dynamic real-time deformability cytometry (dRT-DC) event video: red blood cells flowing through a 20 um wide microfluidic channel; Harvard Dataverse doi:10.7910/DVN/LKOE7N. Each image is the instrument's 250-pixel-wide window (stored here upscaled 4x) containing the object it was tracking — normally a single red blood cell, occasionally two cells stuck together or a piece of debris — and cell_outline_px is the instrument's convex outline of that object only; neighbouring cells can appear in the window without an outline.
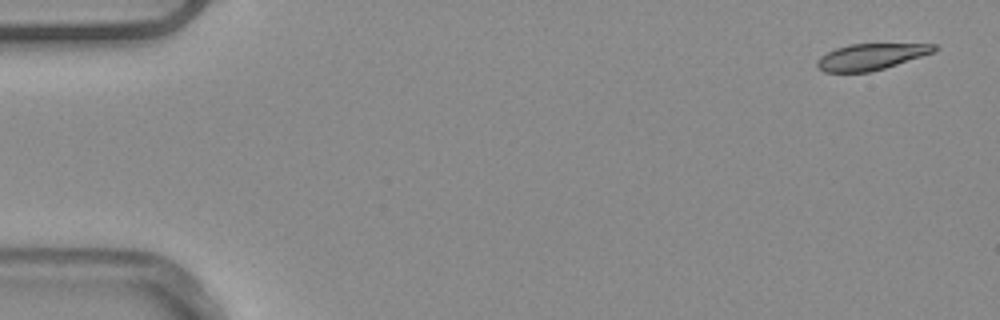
{"species": "common noctule bat (a hibernating species)", "species_latin": "Nyctalus noctula", "temperature_condition": "warm", "stored_images_in_passage": 51, "camera_frame_rate_fps": 3000, "um_per_image_px": 0.085, "animal": {"sex": "male", "body_mass_g": 20.4}, "frame": {"image": 1, "passage_image": 1, "time_ms": 0.0, "image_size_px": [1000, 320], "cell_outline_px": [[940, 48], [932, 52], [884, 68], [868, 72], [824, 72], [816, 64], [816, 60], [820, 56], [836, 48], [848, 44], [936, 44]], "centroid_in_image_um": [73.99, 4.81], "position_along_channel_um": 11.0, "area_um2": 17.63}}
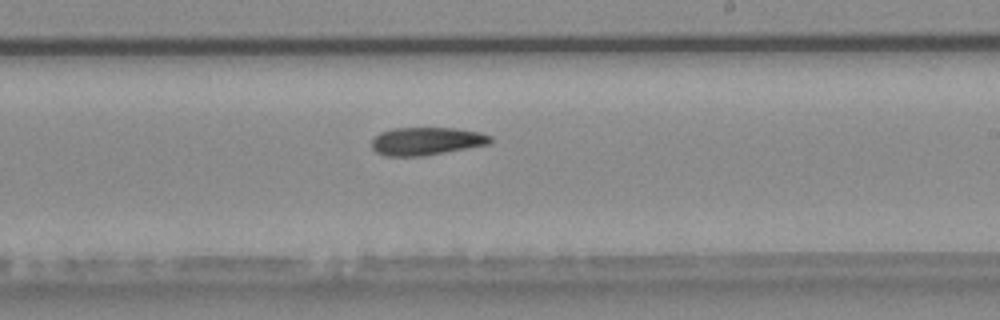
{"frame": {"image": 2, "passage_image": 30, "time_ms": 9.667, "image_size_px": [1000, 320], "cell_outline_px": [[492, 140], [488, 144], [468, 148], [420, 156], [384, 156], [376, 152], [372, 148], [372, 140], [380, 132], [392, 128], [456, 128], [480, 132], [492, 136]], "centroid_in_image_um": [36.23, 11.99], "position_along_channel_um": 252.8, "area_um2": 19.25}}
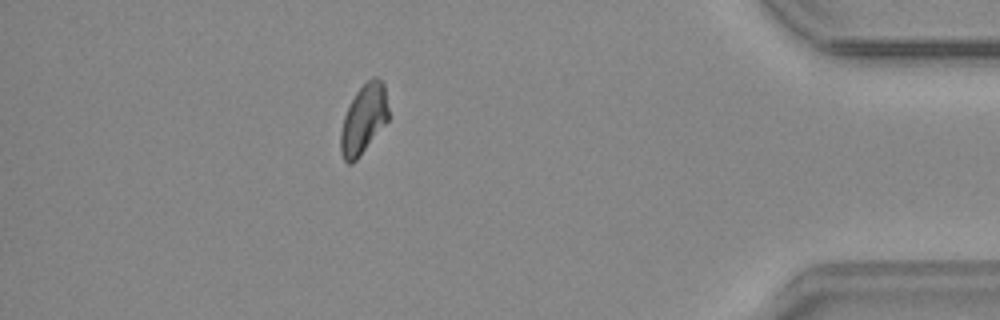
{"frame": {"image": 3, "passage_image": 45, "time_ms": 14.667, "image_size_px": [1000, 320], "cell_outline_px": [[388, 120], [360, 156], [352, 164], [348, 164], [344, 160], [340, 152], [340, 132], [344, 116], [356, 92], [372, 76], [376, 76], [384, 84], [388, 108]], "centroid_in_image_um": [30.9, 10.15], "position_along_channel_um": 404.3, "area_um2": 19.19}, "authors_computed_cell_mechanics": {"area_um2": 19.5942, "velocity_mm_per_s": 3.8942, "shape_relaxation_time_tau1_ms": null, "shape_relaxation_time_tau2_ms": 10.7217, "deformation_change_tau1": null, "deformation_change_tau2": 0.1961}}